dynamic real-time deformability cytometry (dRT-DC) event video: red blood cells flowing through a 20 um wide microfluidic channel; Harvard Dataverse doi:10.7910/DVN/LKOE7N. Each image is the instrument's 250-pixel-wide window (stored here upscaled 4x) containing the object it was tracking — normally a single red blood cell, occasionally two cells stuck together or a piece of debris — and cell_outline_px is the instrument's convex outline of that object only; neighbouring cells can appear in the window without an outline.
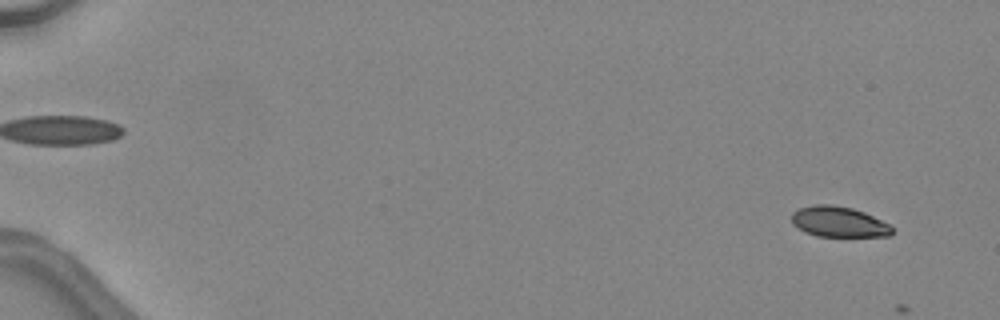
{"species": "common noctule bat (a hibernating species)", "species_latin": "Nyctalus noctula", "temperature_condition": "warm", "stored_images_in_passage": 5, "camera_frame_rate_fps": 3000, "um_per_image_px": 0.085, "animal": {"sex": "female", "body_mass_g": 24.6, "forearm_length_mm": 56.2}, "frame": {"image": 1, "passage_image": 3, "time_ms": 0.667, "image_size_px": [1000, 320], "cell_outline_px": [[892, 232], [888, 236], [816, 236], [804, 232], [792, 224], [792, 212], [800, 208], [812, 204], [832, 204], [852, 208], [864, 212], [888, 224], [892, 228]], "centroid_in_image_um": [71.24, 18.85], "position_along_channel_um": 13.8, "area_um2": 17.8}}